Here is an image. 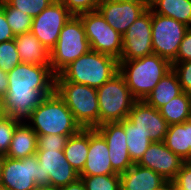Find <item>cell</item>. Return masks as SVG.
<instances>
[{
	"label": "cell",
	"instance_id": "obj_36",
	"mask_svg": "<svg viewBox=\"0 0 191 190\" xmlns=\"http://www.w3.org/2000/svg\"><path fill=\"white\" fill-rule=\"evenodd\" d=\"M177 190H191V161H185L173 180Z\"/></svg>",
	"mask_w": 191,
	"mask_h": 190
},
{
	"label": "cell",
	"instance_id": "obj_41",
	"mask_svg": "<svg viewBox=\"0 0 191 190\" xmlns=\"http://www.w3.org/2000/svg\"><path fill=\"white\" fill-rule=\"evenodd\" d=\"M156 190H177V187L174 181H165Z\"/></svg>",
	"mask_w": 191,
	"mask_h": 190
},
{
	"label": "cell",
	"instance_id": "obj_43",
	"mask_svg": "<svg viewBox=\"0 0 191 190\" xmlns=\"http://www.w3.org/2000/svg\"><path fill=\"white\" fill-rule=\"evenodd\" d=\"M1 163H2V156H0V181H1Z\"/></svg>",
	"mask_w": 191,
	"mask_h": 190
},
{
	"label": "cell",
	"instance_id": "obj_15",
	"mask_svg": "<svg viewBox=\"0 0 191 190\" xmlns=\"http://www.w3.org/2000/svg\"><path fill=\"white\" fill-rule=\"evenodd\" d=\"M95 129L107 142L113 171L117 174L127 171L133 165V162L128 152L124 120L121 122H107Z\"/></svg>",
	"mask_w": 191,
	"mask_h": 190
},
{
	"label": "cell",
	"instance_id": "obj_30",
	"mask_svg": "<svg viewBox=\"0 0 191 190\" xmlns=\"http://www.w3.org/2000/svg\"><path fill=\"white\" fill-rule=\"evenodd\" d=\"M3 6H12L33 18L46 9L54 0H1Z\"/></svg>",
	"mask_w": 191,
	"mask_h": 190
},
{
	"label": "cell",
	"instance_id": "obj_28",
	"mask_svg": "<svg viewBox=\"0 0 191 190\" xmlns=\"http://www.w3.org/2000/svg\"><path fill=\"white\" fill-rule=\"evenodd\" d=\"M5 18L15 36L30 32L33 17L12 6H4Z\"/></svg>",
	"mask_w": 191,
	"mask_h": 190
},
{
	"label": "cell",
	"instance_id": "obj_26",
	"mask_svg": "<svg viewBox=\"0 0 191 190\" xmlns=\"http://www.w3.org/2000/svg\"><path fill=\"white\" fill-rule=\"evenodd\" d=\"M124 131L127 136V147L133 164H137L149 145L150 131L142 127H135L127 118L124 119Z\"/></svg>",
	"mask_w": 191,
	"mask_h": 190
},
{
	"label": "cell",
	"instance_id": "obj_19",
	"mask_svg": "<svg viewBox=\"0 0 191 190\" xmlns=\"http://www.w3.org/2000/svg\"><path fill=\"white\" fill-rule=\"evenodd\" d=\"M121 190H156L166 179L149 168L133 164L120 174Z\"/></svg>",
	"mask_w": 191,
	"mask_h": 190
},
{
	"label": "cell",
	"instance_id": "obj_9",
	"mask_svg": "<svg viewBox=\"0 0 191 190\" xmlns=\"http://www.w3.org/2000/svg\"><path fill=\"white\" fill-rule=\"evenodd\" d=\"M188 28L171 17L151 10L153 52L172 64L176 60L180 43Z\"/></svg>",
	"mask_w": 191,
	"mask_h": 190
},
{
	"label": "cell",
	"instance_id": "obj_7",
	"mask_svg": "<svg viewBox=\"0 0 191 190\" xmlns=\"http://www.w3.org/2000/svg\"><path fill=\"white\" fill-rule=\"evenodd\" d=\"M99 104V125L107 122H121L128 117L137 101L118 72L97 88Z\"/></svg>",
	"mask_w": 191,
	"mask_h": 190
},
{
	"label": "cell",
	"instance_id": "obj_40",
	"mask_svg": "<svg viewBox=\"0 0 191 190\" xmlns=\"http://www.w3.org/2000/svg\"><path fill=\"white\" fill-rule=\"evenodd\" d=\"M56 190H86V188L81 178H78L75 182L70 183Z\"/></svg>",
	"mask_w": 191,
	"mask_h": 190
},
{
	"label": "cell",
	"instance_id": "obj_16",
	"mask_svg": "<svg viewBox=\"0 0 191 190\" xmlns=\"http://www.w3.org/2000/svg\"><path fill=\"white\" fill-rule=\"evenodd\" d=\"M185 161L161 142H152L138 165L160 174L166 181H173Z\"/></svg>",
	"mask_w": 191,
	"mask_h": 190
},
{
	"label": "cell",
	"instance_id": "obj_42",
	"mask_svg": "<svg viewBox=\"0 0 191 190\" xmlns=\"http://www.w3.org/2000/svg\"><path fill=\"white\" fill-rule=\"evenodd\" d=\"M0 190H11V189H8L7 187L0 185Z\"/></svg>",
	"mask_w": 191,
	"mask_h": 190
},
{
	"label": "cell",
	"instance_id": "obj_39",
	"mask_svg": "<svg viewBox=\"0 0 191 190\" xmlns=\"http://www.w3.org/2000/svg\"><path fill=\"white\" fill-rule=\"evenodd\" d=\"M8 72L0 69V102L4 99L8 91Z\"/></svg>",
	"mask_w": 191,
	"mask_h": 190
},
{
	"label": "cell",
	"instance_id": "obj_37",
	"mask_svg": "<svg viewBox=\"0 0 191 190\" xmlns=\"http://www.w3.org/2000/svg\"><path fill=\"white\" fill-rule=\"evenodd\" d=\"M191 61V27L187 29L180 43L178 54L174 62Z\"/></svg>",
	"mask_w": 191,
	"mask_h": 190
},
{
	"label": "cell",
	"instance_id": "obj_12",
	"mask_svg": "<svg viewBox=\"0 0 191 190\" xmlns=\"http://www.w3.org/2000/svg\"><path fill=\"white\" fill-rule=\"evenodd\" d=\"M72 14L58 0H54L39 15L33 18L31 32L51 51L59 38L60 31Z\"/></svg>",
	"mask_w": 191,
	"mask_h": 190
},
{
	"label": "cell",
	"instance_id": "obj_13",
	"mask_svg": "<svg viewBox=\"0 0 191 190\" xmlns=\"http://www.w3.org/2000/svg\"><path fill=\"white\" fill-rule=\"evenodd\" d=\"M154 53L152 47L151 9L149 8L122 35L120 60H133Z\"/></svg>",
	"mask_w": 191,
	"mask_h": 190
},
{
	"label": "cell",
	"instance_id": "obj_38",
	"mask_svg": "<svg viewBox=\"0 0 191 190\" xmlns=\"http://www.w3.org/2000/svg\"><path fill=\"white\" fill-rule=\"evenodd\" d=\"M13 39L15 35L5 18L3 2L0 1V43Z\"/></svg>",
	"mask_w": 191,
	"mask_h": 190
},
{
	"label": "cell",
	"instance_id": "obj_10",
	"mask_svg": "<svg viewBox=\"0 0 191 190\" xmlns=\"http://www.w3.org/2000/svg\"><path fill=\"white\" fill-rule=\"evenodd\" d=\"M84 25L91 50L120 60L122 35L114 30L98 10L78 15Z\"/></svg>",
	"mask_w": 191,
	"mask_h": 190
},
{
	"label": "cell",
	"instance_id": "obj_21",
	"mask_svg": "<svg viewBox=\"0 0 191 190\" xmlns=\"http://www.w3.org/2000/svg\"><path fill=\"white\" fill-rule=\"evenodd\" d=\"M37 145V134L33 128L24 121V123H19L16 126L10 148L5 156L13 159L33 156L36 154Z\"/></svg>",
	"mask_w": 191,
	"mask_h": 190
},
{
	"label": "cell",
	"instance_id": "obj_22",
	"mask_svg": "<svg viewBox=\"0 0 191 190\" xmlns=\"http://www.w3.org/2000/svg\"><path fill=\"white\" fill-rule=\"evenodd\" d=\"M163 143L184 161H191V119L169 125Z\"/></svg>",
	"mask_w": 191,
	"mask_h": 190
},
{
	"label": "cell",
	"instance_id": "obj_5",
	"mask_svg": "<svg viewBox=\"0 0 191 190\" xmlns=\"http://www.w3.org/2000/svg\"><path fill=\"white\" fill-rule=\"evenodd\" d=\"M56 93L65 101L82 129L99 126L97 89L68 81H55Z\"/></svg>",
	"mask_w": 191,
	"mask_h": 190
},
{
	"label": "cell",
	"instance_id": "obj_34",
	"mask_svg": "<svg viewBox=\"0 0 191 190\" xmlns=\"http://www.w3.org/2000/svg\"><path fill=\"white\" fill-rule=\"evenodd\" d=\"M75 16L95 11L101 0H58Z\"/></svg>",
	"mask_w": 191,
	"mask_h": 190
},
{
	"label": "cell",
	"instance_id": "obj_18",
	"mask_svg": "<svg viewBox=\"0 0 191 190\" xmlns=\"http://www.w3.org/2000/svg\"><path fill=\"white\" fill-rule=\"evenodd\" d=\"M127 119L135 127H142L149 130L150 139L153 142L163 141L169 126L161 116L159 110L149 106L145 101H136Z\"/></svg>",
	"mask_w": 191,
	"mask_h": 190
},
{
	"label": "cell",
	"instance_id": "obj_44",
	"mask_svg": "<svg viewBox=\"0 0 191 190\" xmlns=\"http://www.w3.org/2000/svg\"><path fill=\"white\" fill-rule=\"evenodd\" d=\"M140 1H144V2H146L148 4H150V2H151V0H140Z\"/></svg>",
	"mask_w": 191,
	"mask_h": 190
},
{
	"label": "cell",
	"instance_id": "obj_24",
	"mask_svg": "<svg viewBox=\"0 0 191 190\" xmlns=\"http://www.w3.org/2000/svg\"><path fill=\"white\" fill-rule=\"evenodd\" d=\"M63 152L70 165L80 173L89 152V129H81L77 134L70 136Z\"/></svg>",
	"mask_w": 191,
	"mask_h": 190
},
{
	"label": "cell",
	"instance_id": "obj_4",
	"mask_svg": "<svg viewBox=\"0 0 191 190\" xmlns=\"http://www.w3.org/2000/svg\"><path fill=\"white\" fill-rule=\"evenodd\" d=\"M27 123L37 135L73 136L82 129L56 91L46 96L32 111Z\"/></svg>",
	"mask_w": 191,
	"mask_h": 190
},
{
	"label": "cell",
	"instance_id": "obj_11",
	"mask_svg": "<svg viewBox=\"0 0 191 190\" xmlns=\"http://www.w3.org/2000/svg\"><path fill=\"white\" fill-rule=\"evenodd\" d=\"M37 177L39 168L36 155L22 159L2 156L0 185L11 190H40Z\"/></svg>",
	"mask_w": 191,
	"mask_h": 190
},
{
	"label": "cell",
	"instance_id": "obj_33",
	"mask_svg": "<svg viewBox=\"0 0 191 190\" xmlns=\"http://www.w3.org/2000/svg\"><path fill=\"white\" fill-rule=\"evenodd\" d=\"M69 137L65 135H37V151L63 150Z\"/></svg>",
	"mask_w": 191,
	"mask_h": 190
},
{
	"label": "cell",
	"instance_id": "obj_35",
	"mask_svg": "<svg viewBox=\"0 0 191 190\" xmlns=\"http://www.w3.org/2000/svg\"><path fill=\"white\" fill-rule=\"evenodd\" d=\"M172 69L178 76L183 92L191 94V61L173 62Z\"/></svg>",
	"mask_w": 191,
	"mask_h": 190
},
{
	"label": "cell",
	"instance_id": "obj_3",
	"mask_svg": "<svg viewBox=\"0 0 191 190\" xmlns=\"http://www.w3.org/2000/svg\"><path fill=\"white\" fill-rule=\"evenodd\" d=\"M118 72L119 60L90 50L55 75V81H68L97 89Z\"/></svg>",
	"mask_w": 191,
	"mask_h": 190
},
{
	"label": "cell",
	"instance_id": "obj_32",
	"mask_svg": "<svg viewBox=\"0 0 191 190\" xmlns=\"http://www.w3.org/2000/svg\"><path fill=\"white\" fill-rule=\"evenodd\" d=\"M18 124L12 117L0 113V156L7 154Z\"/></svg>",
	"mask_w": 191,
	"mask_h": 190
},
{
	"label": "cell",
	"instance_id": "obj_6",
	"mask_svg": "<svg viewBox=\"0 0 191 190\" xmlns=\"http://www.w3.org/2000/svg\"><path fill=\"white\" fill-rule=\"evenodd\" d=\"M90 50V43L81 18L72 15L60 31L55 47L50 51L52 72L58 75L71 62Z\"/></svg>",
	"mask_w": 191,
	"mask_h": 190
},
{
	"label": "cell",
	"instance_id": "obj_20",
	"mask_svg": "<svg viewBox=\"0 0 191 190\" xmlns=\"http://www.w3.org/2000/svg\"><path fill=\"white\" fill-rule=\"evenodd\" d=\"M14 40L21 63L50 67V51L31 31L15 36Z\"/></svg>",
	"mask_w": 191,
	"mask_h": 190
},
{
	"label": "cell",
	"instance_id": "obj_23",
	"mask_svg": "<svg viewBox=\"0 0 191 190\" xmlns=\"http://www.w3.org/2000/svg\"><path fill=\"white\" fill-rule=\"evenodd\" d=\"M183 93L176 72L171 69L164 75L148 97L144 100L149 106L156 109L169 103L173 98Z\"/></svg>",
	"mask_w": 191,
	"mask_h": 190
},
{
	"label": "cell",
	"instance_id": "obj_29",
	"mask_svg": "<svg viewBox=\"0 0 191 190\" xmlns=\"http://www.w3.org/2000/svg\"><path fill=\"white\" fill-rule=\"evenodd\" d=\"M86 190H121L120 174L79 176Z\"/></svg>",
	"mask_w": 191,
	"mask_h": 190
},
{
	"label": "cell",
	"instance_id": "obj_1",
	"mask_svg": "<svg viewBox=\"0 0 191 190\" xmlns=\"http://www.w3.org/2000/svg\"><path fill=\"white\" fill-rule=\"evenodd\" d=\"M8 81L0 113L19 123L29 121L32 111L55 91V74L43 65L20 63L8 72Z\"/></svg>",
	"mask_w": 191,
	"mask_h": 190
},
{
	"label": "cell",
	"instance_id": "obj_17",
	"mask_svg": "<svg viewBox=\"0 0 191 190\" xmlns=\"http://www.w3.org/2000/svg\"><path fill=\"white\" fill-rule=\"evenodd\" d=\"M109 148L103 136L95 129H89V152L79 176L113 175Z\"/></svg>",
	"mask_w": 191,
	"mask_h": 190
},
{
	"label": "cell",
	"instance_id": "obj_8",
	"mask_svg": "<svg viewBox=\"0 0 191 190\" xmlns=\"http://www.w3.org/2000/svg\"><path fill=\"white\" fill-rule=\"evenodd\" d=\"M35 155L39 168L37 187L40 190H56L79 178V173L67 161L63 150L36 151Z\"/></svg>",
	"mask_w": 191,
	"mask_h": 190
},
{
	"label": "cell",
	"instance_id": "obj_14",
	"mask_svg": "<svg viewBox=\"0 0 191 190\" xmlns=\"http://www.w3.org/2000/svg\"><path fill=\"white\" fill-rule=\"evenodd\" d=\"M148 9L149 4L140 0H101L97 8L105 21L121 35Z\"/></svg>",
	"mask_w": 191,
	"mask_h": 190
},
{
	"label": "cell",
	"instance_id": "obj_25",
	"mask_svg": "<svg viewBox=\"0 0 191 190\" xmlns=\"http://www.w3.org/2000/svg\"><path fill=\"white\" fill-rule=\"evenodd\" d=\"M149 8L191 27V0H151Z\"/></svg>",
	"mask_w": 191,
	"mask_h": 190
},
{
	"label": "cell",
	"instance_id": "obj_27",
	"mask_svg": "<svg viewBox=\"0 0 191 190\" xmlns=\"http://www.w3.org/2000/svg\"><path fill=\"white\" fill-rule=\"evenodd\" d=\"M168 125L191 119V94L183 92L158 109Z\"/></svg>",
	"mask_w": 191,
	"mask_h": 190
},
{
	"label": "cell",
	"instance_id": "obj_2",
	"mask_svg": "<svg viewBox=\"0 0 191 190\" xmlns=\"http://www.w3.org/2000/svg\"><path fill=\"white\" fill-rule=\"evenodd\" d=\"M171 69L172 64L155 53L133 60H119V73L137 101H144Z\"/></svg>",
	"mask_w": 191,
	"mask_h": 190
},
{
	"label": "cell",
	"instance_id": "obj_31",
	"mask_svg": "<svg viewBox=\"0 0 191 190\" xmlns=\"http://www.w3.org/2000/svg\"><path fill=\"white\" fill-rule=\"evenodd\" d=\"M20 63L15 40L0 43V69L9 72Z\"/></svg>",
	"mask_w": 191,
	"mask_h": 190
}]
</instances>
